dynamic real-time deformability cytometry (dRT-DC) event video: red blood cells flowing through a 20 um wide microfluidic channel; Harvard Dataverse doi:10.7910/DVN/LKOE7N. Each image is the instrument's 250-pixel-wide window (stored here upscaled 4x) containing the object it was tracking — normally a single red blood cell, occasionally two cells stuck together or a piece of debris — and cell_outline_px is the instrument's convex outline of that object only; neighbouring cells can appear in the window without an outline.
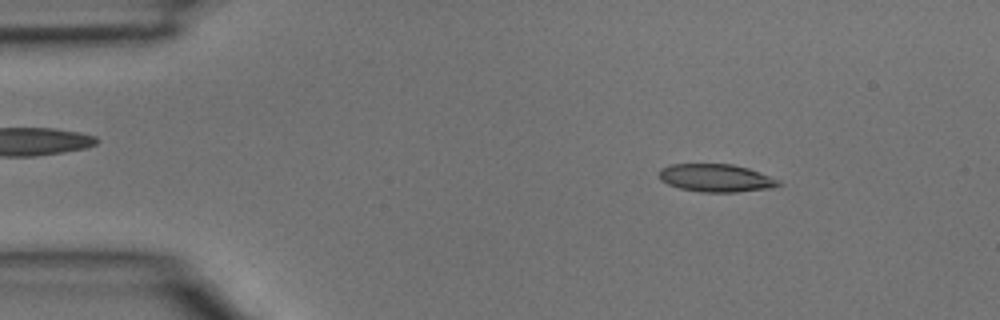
{"species": "common noctule bat (a hibernating species)", "species_latin": "Nyctalus noctula", "temperature_condition": "room temperature", "stored_images_in_passage": 3, "camera_frame_rate_fps": 3000, "um_per_image_px": 0.085, "animal": {"sex": "male", "body_mass_g": 15.6}, "frame": {"image": 1, "passage_image": 2, "time_ms": 0.333, "image_size_px": [1000, 320], "cell_outline_px": [[784, 184], [772, 188], [736, 192], [700, 192], [680, 188], [668, 184], [660, 180], [660, 168], [672, 164], [732, 164], [748, 168], [760, 172], [780, 180]], "centroid_in_image_um": [60.9, 15.13], "position_along_channel_um": 24.1, "area_um2": 19.48}}
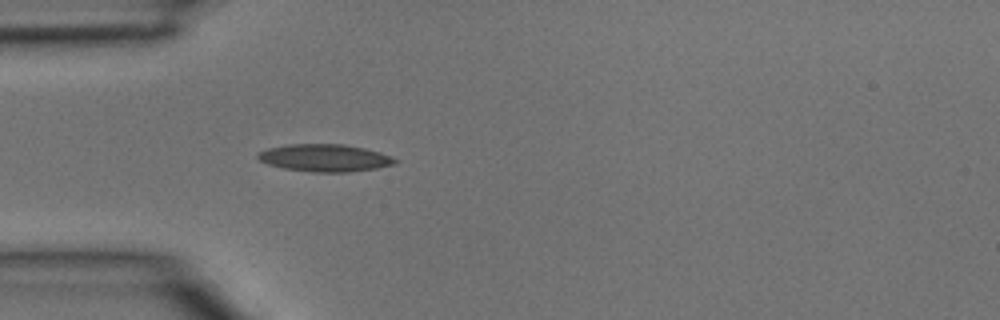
{"frame": {"image": 2, "passage_image": 3, "time_ms": 0.667, "image_size_px": [1000, 320], "cell_outline_px": [[400, 160], [396, 164], [376, 168], [344, 172], [312, 172], [284, 168], [268, 164], [260, 160], [256, 156], [256, 152], [268, 148], [288, 144], [344, 144], [364, 148], [380, 152], [392, 156]], "centroid_in_image_um": [27.62, 13.41], "position_along_channel_um": 57.4, "area_um2": 21.96}}